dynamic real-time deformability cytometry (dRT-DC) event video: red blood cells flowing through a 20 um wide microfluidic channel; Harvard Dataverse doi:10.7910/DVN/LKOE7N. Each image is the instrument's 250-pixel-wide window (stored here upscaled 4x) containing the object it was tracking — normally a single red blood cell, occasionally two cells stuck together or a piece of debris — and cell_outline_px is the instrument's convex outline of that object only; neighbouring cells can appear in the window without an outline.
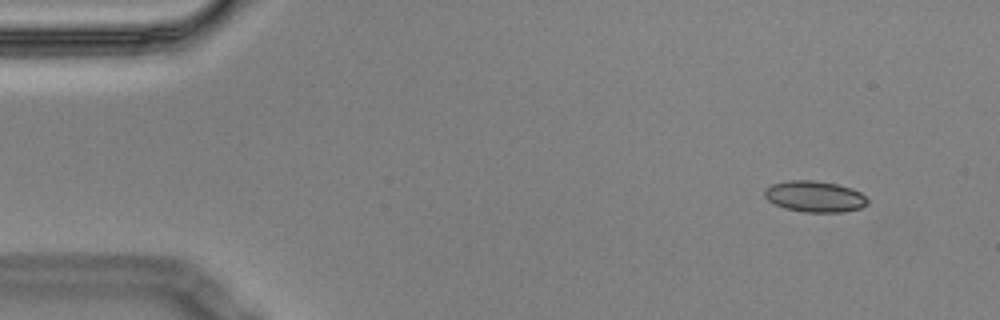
{"species": "Egyptian fruit bat (a non-hibernating species)", "species_latin": "Rousettus aegyptiacus", "temperature_condition": "cold", "stored_images_in_passage": 5, "camera_frame_rate_fps": 3000, "um_per_image_px": 0.085, "animal": {"sex": "male"}, "frame": {"image": 1, "passage_image": 2, "time_ms": 0.333, "image_size_px": [1000, 320], "cell_outline_px": [[868, 204], [860, 208], [844, 212], [804, 212], [784, 208], [768, 200], [764, 196], [764, 188], [772, 184], [788, 180], [812, 180], [836, 184], [852, 188], [860, 192], [868, 200]], "centroid_in_image_um": [69.24, 16.7], "position_along_channel_um": 15.8, "area_um2": 18.73}}